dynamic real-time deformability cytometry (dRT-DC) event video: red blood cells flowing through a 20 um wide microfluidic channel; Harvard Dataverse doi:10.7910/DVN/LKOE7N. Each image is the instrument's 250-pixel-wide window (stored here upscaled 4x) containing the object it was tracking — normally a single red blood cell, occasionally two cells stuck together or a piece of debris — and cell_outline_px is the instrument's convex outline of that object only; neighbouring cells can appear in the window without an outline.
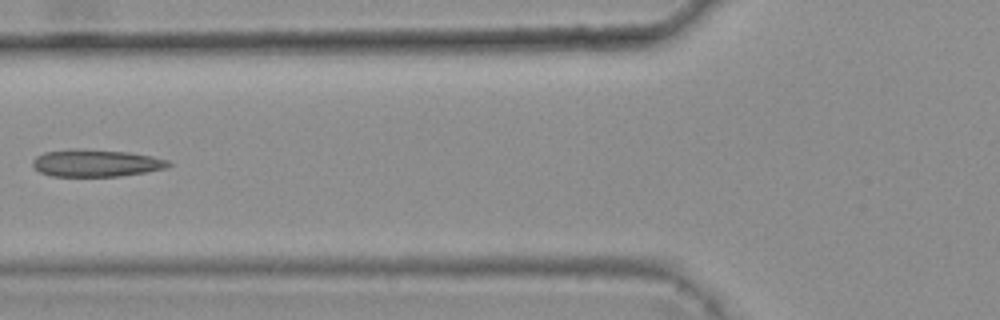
{"species": "common noctule bat (a hibernating species)", "species_latin": "Nyctalus noctula", "temperature_condition": "warm", "stored_images_in_passage": 6, "camera_frame_rate_fps": 3000, "um_per_image_px": 0.085, "animal": {"sex": "female", "body_mass_g": 25.1}, "frame": {"image": 1, "passage_image": 5, "time_ms": 1.333, "image_size_px": [1000, 320], "cell_outline_px": [[172, 164], [164, 168], [144, 172], [120, 176], [52, 176], [40, 172], [32, 164], [32, 160], [36, 156], [44, 152], [76, 148], [128, 152], [152, 156], [168, 160]], "centroid_in_image_um": [8.14, 13.85], "position_along_channel_um": 117.7, "area_um2": 21.44}}
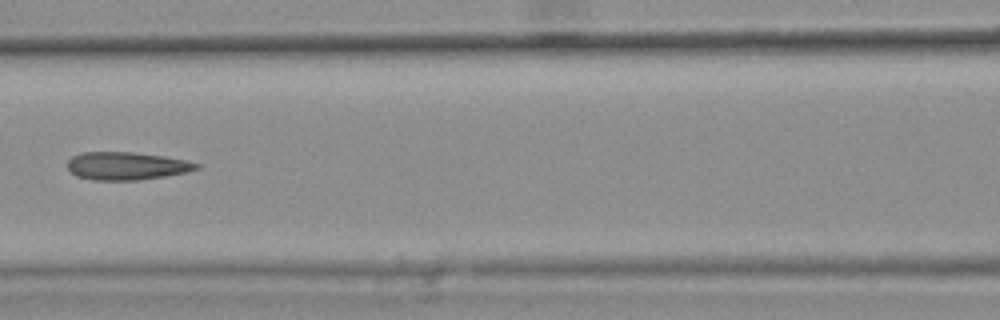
{"frame": {"image": 2, "passage_image": 6, "time_ms": 1.667, "image_size_px": [1000, 320], "cell_outline_px": [[200, 168], [188, 172], [140, 180], [92, 180], [76, 176], [68, 168], [68, 160], [72, 156], [80, 152], [132, 152], [164, 156], [188, 160], [200, 164]], "centroid_in_image_um": [10.78, 14.1], "position_along_channel_um": 155.8, "area_um2": 21.1}}